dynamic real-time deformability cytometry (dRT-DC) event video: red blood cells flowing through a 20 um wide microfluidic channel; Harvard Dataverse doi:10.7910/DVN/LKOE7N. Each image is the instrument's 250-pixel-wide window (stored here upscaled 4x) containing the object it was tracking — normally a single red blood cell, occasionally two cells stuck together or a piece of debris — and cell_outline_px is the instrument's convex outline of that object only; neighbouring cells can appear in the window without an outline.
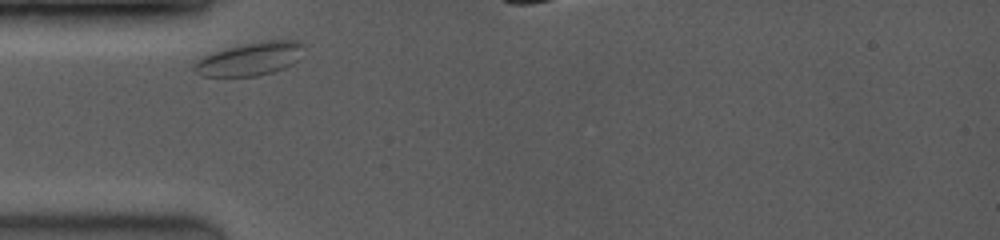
{"species": "common noctule bat (a hibernating species)", "species_latin": "Nyctalus noctula", "temperature_condition": "room temperature", "stored_images_in_passage": 3, "camera_frame_rate_fps": 3500, "um_per_image_px": 0.085, "animal": {"sex": "female", "body_mass_g": 19.0, "forearm_length_mm": 53.3}, "frame": {"image": 1, "passage_image": 1, "time_ms": 0.0, "image_size_px": [1000, 240], "cell_outline_px": [[300, 44], [296, 60], [292, 64], [284, 68], [272, 72], [256, 76], [204, 76], [196, 72], [192, 68], [192, 64], [196, 60], [212, 52], [244, 44], [268, 40], [296, 40]], "centroid_in_image_um": [21.15, 5.02], "position_along_channel_um": 63.9, "area_um2": 20.63}}